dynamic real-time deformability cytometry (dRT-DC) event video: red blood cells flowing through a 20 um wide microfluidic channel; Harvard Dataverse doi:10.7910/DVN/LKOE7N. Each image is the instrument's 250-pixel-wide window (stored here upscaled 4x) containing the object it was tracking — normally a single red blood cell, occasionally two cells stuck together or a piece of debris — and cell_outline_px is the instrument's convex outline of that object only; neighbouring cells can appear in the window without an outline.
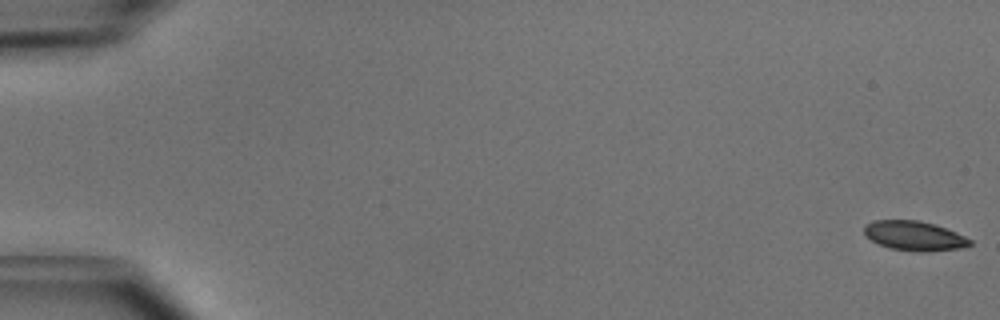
{"species": "common noctule bat (a hibernating species)", "species_latin": "Nyctalus noctula", "temperature_condition": "cold", "stored_images_in_passage": 52, "camera_frame_rate_fps": 3000, "um_per_image_px": 0.085, "animal": {"sex": "male", "body_mass_g": 15.6}, "frame": {"image": 1, "passage_image": 1, "time_ms": 0.0, "image_size_px": [1000, 320], "cell_outline_px": [[972, 244], [964, 248], [924, 252], [920, 252], [892, 248], [880, 244], [864, 236], [864, 224], [872, 220], [920, 220], [936, 224], [956, 232], [972, 240]], "centroid_in_image_um": [77.73, 20.03], "position_along_channel_um": 7.3, "area_um2": 18.38}}
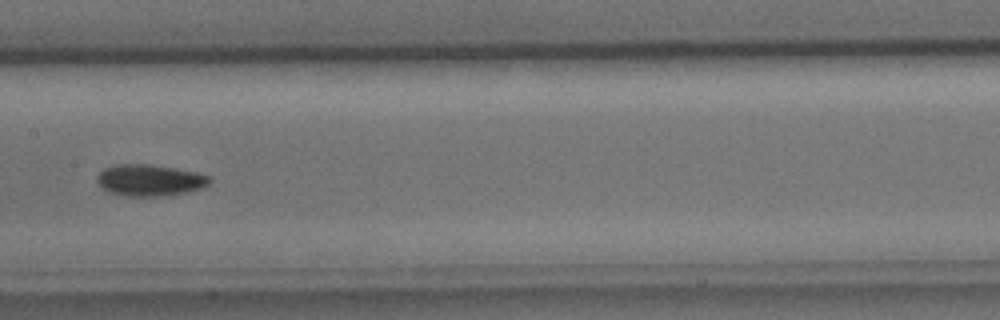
{"frame": {"image": 2, "passage_image": 27, "time_ms": 8.667, "image_size_px": [1000, 320], "cell_outline_px": [[212, 180], [204, 188], [164, 196], [128, 196], [112, 192], [104, 188], [96, 180], [96, 176], [104, 168], [116, 164], [152, 164], [196, 172], [212, 176]], "centroid_in_image_um": [12.77, 15.3], "position_along_channel_um": 194.6, "area_um2": 20.63}}
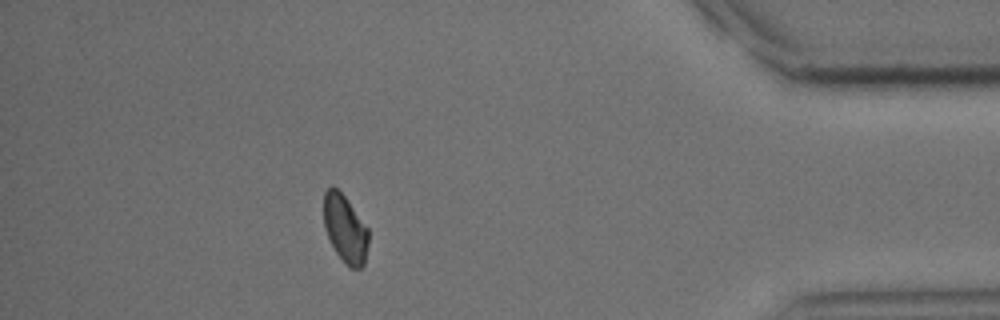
{"frame": {"image": 3, "passage_image": 46, "time_ms": 15.0, "image_size_px": [1000, 320], "cell_outline_px": [[368, 244], [364, 264], [360, 268], [348, 268], [336, 252], [324, 228], [324, 192], [332, 184], [344, 196], [368, 228]], "centroid_in_image_um": [29.33, 19.45], "position_along_channel_um": 405.9, "area_um2": 17.51}, "authors_computed_cell_mechanics": {"area_um2": 19.074, "velocity_mm_per_s": 3.9835, "shape_relaxation_time_tau1_ms": 2.1933, "shape_relaxation_time_tau2_ms": null, "deformation_change_tau1": 0.0696, "deformation_change_tau2": null}}